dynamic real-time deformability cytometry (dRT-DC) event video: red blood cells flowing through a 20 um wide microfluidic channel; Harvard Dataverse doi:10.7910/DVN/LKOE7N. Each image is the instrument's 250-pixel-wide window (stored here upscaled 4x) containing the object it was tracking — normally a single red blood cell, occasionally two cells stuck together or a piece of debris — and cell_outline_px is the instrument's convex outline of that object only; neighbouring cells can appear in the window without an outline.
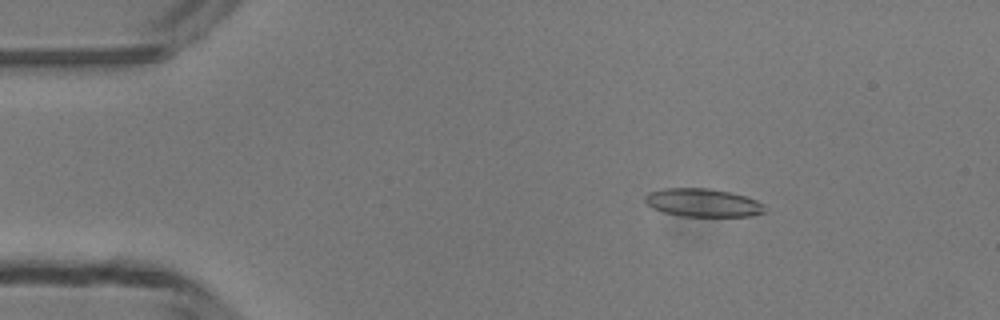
{"species": "common noctule bat (a hibernating species)", "species_latin": "Nyctalus noctula", "temperature_condition": "room temperature", "stored_images_in_passage": 48, "camera_frame_rate_fps": 3000, "um_per_image_px": 0.085, "animal": {"sex": "male", "body_mass_g": 13.3}, "frame": {"image": 1, "passage_image": 7, "time_ms": 2.0, "image_size_px": [1000, 320], "cell_outline_px": [[764, 212], [752, 216], [680, 216], [664, 212], [652, 208], [644, 200], [644, 196], [648, 192], [664, 188], [708, 188], [732, 192], [756, 200], [764, 204]], "centroid_in_image_um": [59.72, 17.22], "position_along_channel_um": 25.3, "area_um2": 19.71}}
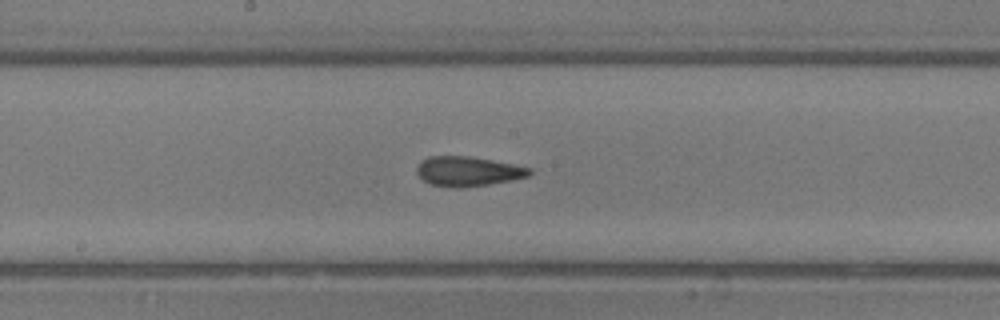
{"frame": {"image": 2, "passage_image": 25, "time_ms": 8.0, "image_size_px": [1000, 320], "cell_outline_px": [[532, 172], [528, 176], [512, 180], [488, 184], [460, 188], [452, 188], [432, 184], [424, 180], [416, 172], [416, 168], [420, 160], [428, 156], [468, 156], [512, 164], [532, 168]], "centroid_in_image_um": [39.75, 14.56], "position_along_channel_um": 208.5, "area_um2": 19.42}}
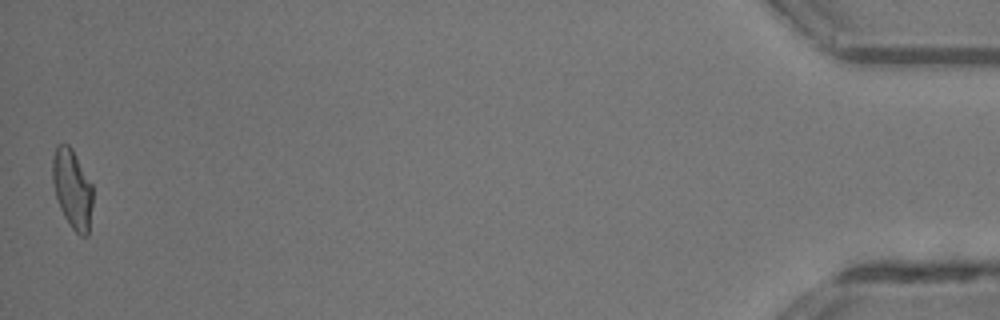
{"frame": {"image": 3, "passage_image": 48, "time_ms": 15.667, "image_size_px": [1000, 320], "cell_outline_px": [[92, 204], [88, 236], [80, 236], [72, 228], [64, 216], [60, 208], [56, 196], [52, 180], [52, 160], [56, 144], [68, 144], [72, 148], [92, 184]], "centroid_in_image_um": [6.14, 16.04], "position_along_channel_um": 429.1, "area_um2": 18.55}, "authors_computed_cell_mechanics": {"area_um2": 19.074, "velocity_mm_per_s": 4.187, "shape_relaxation_time_tau1_ms": null, "shape_relaxation_time_tau2_ms": 2.2455, "deformation_change_tau1": null, "deformation_change_tau2": 0.0967}}